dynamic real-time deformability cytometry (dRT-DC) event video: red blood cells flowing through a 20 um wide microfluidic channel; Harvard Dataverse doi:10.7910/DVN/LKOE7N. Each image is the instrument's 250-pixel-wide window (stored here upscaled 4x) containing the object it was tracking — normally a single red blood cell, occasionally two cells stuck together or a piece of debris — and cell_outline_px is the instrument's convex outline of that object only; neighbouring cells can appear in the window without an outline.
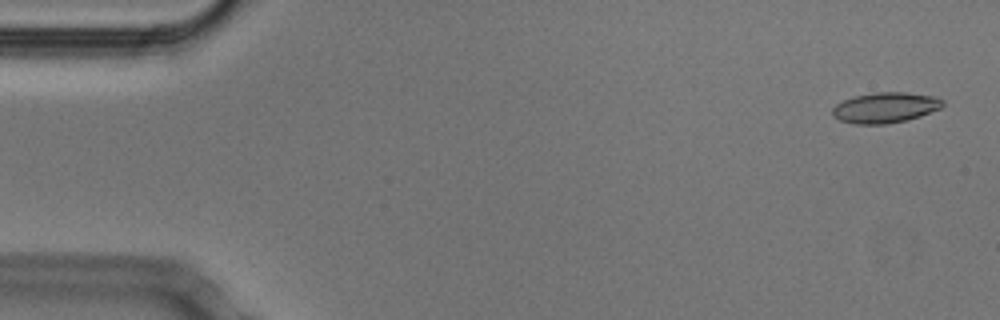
{"species": "Egyptian fruit bat (a non-hibernating species)", "species_latin": "Rousettus aegyptiacus", "temperature_condition": "cold", "stored_images_in_passage": 52, "camera_frame_rate_fps": 3000, "um_per_image_px": 0.085, "animal": {"sex": "male"}, "frame": {"image": 1, "passage_image": 2, "time_ms": 0.333, "image_size_px": [1000, 320], "cell_outline_px": [[944, 104], [940, 108], [920, 116], [904, 120], [884, 124], [856, 124], [840, 120], [832, 116], [832, 108], [836, 104], [844, 100], [856, 96], [876, 92], [904, 92], [936, 96], [944, 100]], "centroid_in_image_um": [75.25, 9.14], "position_along_channel_um": 9.8, "area_um2": 19.48}}
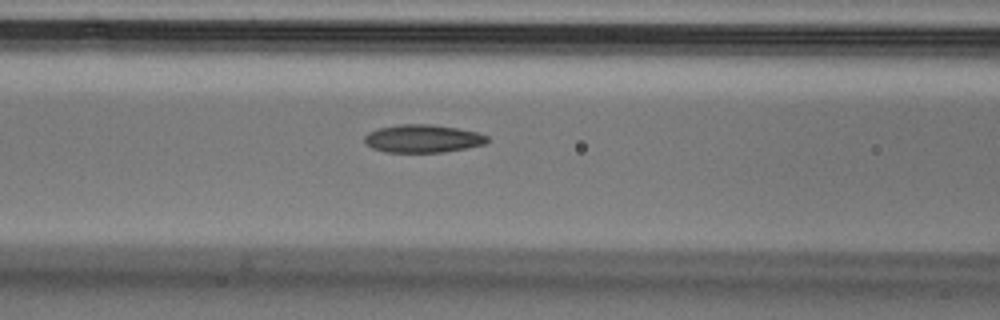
{"frame": {"image": 2, "passage_image": 21, "time_ms": 6.667, "image_size_px": [1000, 320], "cell_outline_px": [[488, 140], [484, 144], [468, 148], [444, 152], [384, 152], [372, 148], [364, 140], [364, 136], [368, 132], [380, 128], [400, 124], [432, 124], [456, 128], [476, 132], [488, 136]], "centroid_in_image_um": [35.93, 11.78], "position_along_channel_um": 130.7, "area_um2": 19.94}}
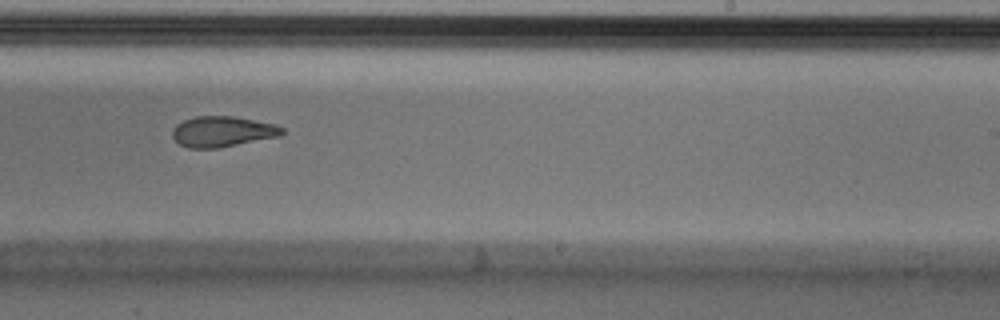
{"frame": {"image": 3, "passage_image": 32, "time_ms": 10.333, "image_size_px": [1000, 320], "cell_outline_px": [[284, 132], [280, 136], [216, 148], [188, 148], [180, 144], [172, 136], [172, 128], [176, 124], [184, 120], [196, 116], [232, 116], [272, 124], [284, 128]], "centroid_in_image_um": [18.86, 11.18], "position_along_channel_um": 270.1, "area_um2": 19.31}, "authors_computed_cell_mechanics": {"area_um2": 20.1433, "velocity_mm_per_s": 3.8137, "shape_relaxation_time_tau1_ms": null, "shape_relaxation_time_tau2_ms": 3.795, "deformation_change_tau1": null, "deformation_change_tau2": 0.1069}}